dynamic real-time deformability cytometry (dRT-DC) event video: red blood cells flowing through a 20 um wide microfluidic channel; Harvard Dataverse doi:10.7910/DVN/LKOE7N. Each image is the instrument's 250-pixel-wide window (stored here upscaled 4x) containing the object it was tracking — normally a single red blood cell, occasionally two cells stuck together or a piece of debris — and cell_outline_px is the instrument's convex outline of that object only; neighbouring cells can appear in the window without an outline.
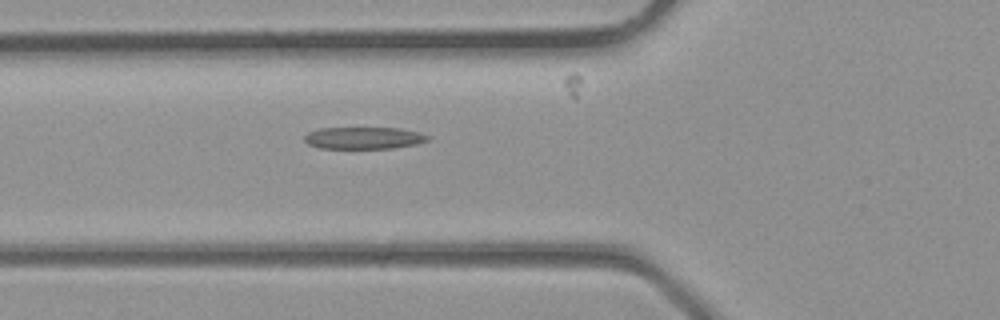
{"species": "common noctule bat (a hibernating species)", "species_latin": "Nyctalus noctula", "temperature_condition": "room temperature", "stored_images_in_passage": 2, "camera_frame_rate_fps": 3000, "um_per_image_px": 0.085, "animal": {"sex": "male", "body_mass_g": 23.1, "forearm_length_mm": 52.7}, "frame": {"image": 1, "passage_image": 2, "time_ms": 0.333, "image_size_px": [1000, 320], "cell_outline_px": [[428, 140], [416, 144], [392, 148], [320, 148], [308, 144], [304, 140], [304, 136], [308, 132], [320, 128], [400, 128], [420, 132], [428, 136]], "centroid_in_image_um": [30.9, 11.72], "position_along_channel_um": 94.9, "area_um2": 15.72}}